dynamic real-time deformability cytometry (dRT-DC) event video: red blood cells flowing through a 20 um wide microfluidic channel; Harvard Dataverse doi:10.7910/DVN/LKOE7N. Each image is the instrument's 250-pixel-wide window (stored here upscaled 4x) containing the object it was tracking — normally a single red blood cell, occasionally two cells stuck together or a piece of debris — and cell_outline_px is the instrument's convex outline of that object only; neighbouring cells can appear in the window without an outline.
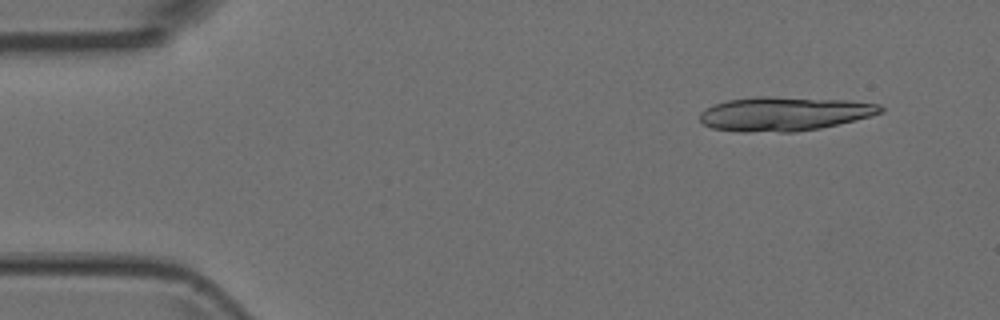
{"species": "Egyptian fruit bat (a non-hibernating species)", "species_latin": "Rousettus aegyptiacus", "temperature_condition": "room temperature", "stored_images_in_passage": 4, "segment_of_instrument_passage": [1, 2], "camera_frame_rate_fps": 3000, "um_per_image_px": 0.085, "animal": {"sex": "female"}, "frame": {"image": 1, "passage_image": 1, "time_ms": 0.0, "image_size_px": [1000, 320], "cell_outline_px": [[884, 112], [872, 116], [820, 128], [796, 132], [740, 132], [712, 128], [704, 124], [700, 120], [700, 112], [716, 104], [728, 100], [752, 96], [768, 96], [848, 100], [880, 104], [884, 108]], "centroid_in_image_um": [66.69, 9.67], "position_along_channel_um": 18.3, "area_um2": 36.07}}